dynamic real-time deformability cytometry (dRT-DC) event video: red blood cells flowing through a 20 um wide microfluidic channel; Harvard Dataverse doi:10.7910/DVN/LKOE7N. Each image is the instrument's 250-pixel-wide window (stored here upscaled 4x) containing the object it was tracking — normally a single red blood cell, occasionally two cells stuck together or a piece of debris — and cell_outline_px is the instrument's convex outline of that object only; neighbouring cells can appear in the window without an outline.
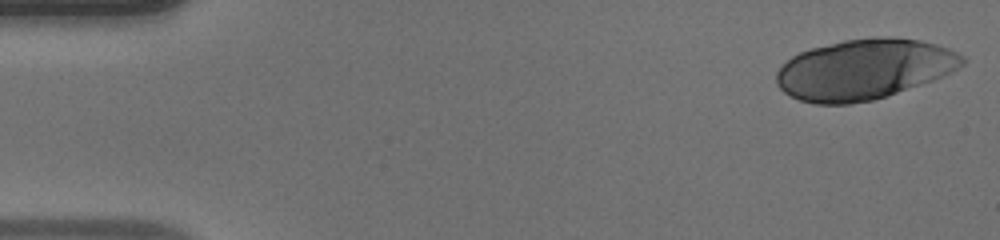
{"species": "human", "species_latin": "Homo sapiens", "temperature_condition": "warm", "stored_images_in_passage": 48, "camera_frame_rate_fps": 3000, "um_per_image_px": 0.085, "donor": {"sex": "male"}, "frame": {"image": 1, "passage_image": 1, "time_ms": 0.0, "image_size_px": [1000, 240], "cell_outline_px": [[964, 64], [932, 80], [872, 100], [848, 104], [816, 104], [800, 100], [784, 92], [776, 84], [776, 72], [792, 56], [800, 52], [812, 48], [844, 40], [876, 36], [892, 36], [920, 40], [936, 44], [948, 48], [964, 56]], "centroid_in_image_um": [73.42, 5.87], "position_along_channel_um": 11.6, "area_um2": 64.85}}